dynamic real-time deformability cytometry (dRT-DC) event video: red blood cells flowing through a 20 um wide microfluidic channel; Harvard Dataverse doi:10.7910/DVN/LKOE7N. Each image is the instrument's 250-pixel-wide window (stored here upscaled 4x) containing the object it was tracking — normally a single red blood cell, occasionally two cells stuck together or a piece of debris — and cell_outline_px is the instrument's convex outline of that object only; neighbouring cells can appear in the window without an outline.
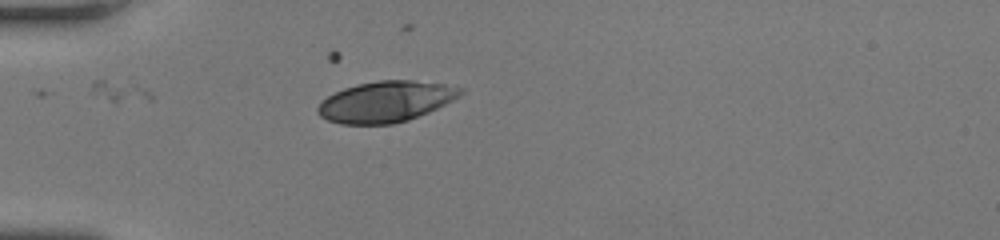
{"species": "human", "species_latin": "Homo sapiens", "temperature_condition": "room temperature", "stored_images_in_passage": 36, "camera_frame_rate_fps": 3000, "um_per_image_px": 0.085, "donor": {"sex": "female"}, "frame": {"image": 1, "passage_image": 1, "time_ms": 0.0, "image_size_px": [1000, 240], "cell_outline_px": [[464, 92], [460, 96], [428, 112], [408, 120], [392, 124], [340, 124], [328, 120], [320, 116], [316, 112], [316, 108], [328, 96], [344, 88], [356, 84], [380, 80], [412, 80], [444, 84], [464, 88]], "centroid_in_image_um": [32.79, 8.63], "position_along_channel_um": 52.2, "area_um2": 33.87}}
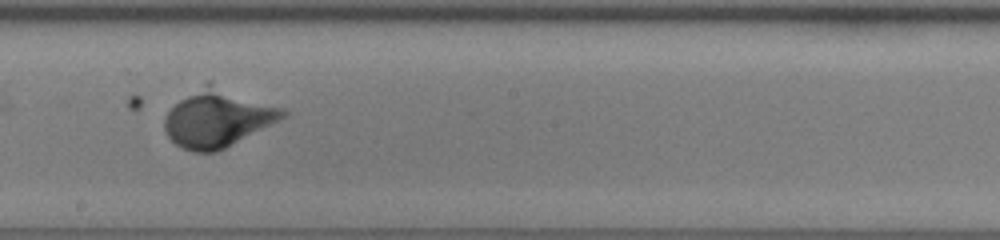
{"frame": {"image": 2, "passage_image": 15, "time_ms": 4.667, "image_size_px": [1000, 240], "cell_outline_px": [[288, 116], [216, 152], [192, 152], [176, 144], [164, 132], [164, 116], [180, 100], [208, 80], [212, 80], [284, 108], [288, 112]], "centroid_in_image_um": [18.54, 10.0], "position_along_channel_um": 229.7, "area_um2": 40.06}}
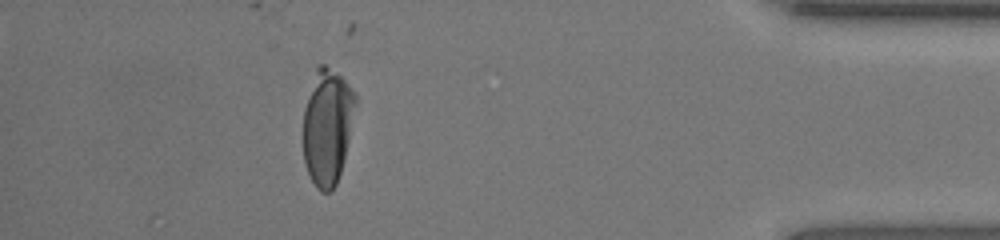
{"frame": {"image": 3, "passage_image": 31, "time_ms": 10.0, "image_size_px": [1000, 240], "cell_outline_px": [[356, 104], [344, 156], [340, 172], [336, 184], [332, 192], [320, 192], [316, 188], [308, 172], [304, 160], [304, 108], [316, 68], [320, 64], [324, 64], [340, 76], [348, 84], [356, 96]], "centroid_in_image_um": [27.81, 10.77], "position_along_channel_um": 407.4, "area_um2": 34.62}}